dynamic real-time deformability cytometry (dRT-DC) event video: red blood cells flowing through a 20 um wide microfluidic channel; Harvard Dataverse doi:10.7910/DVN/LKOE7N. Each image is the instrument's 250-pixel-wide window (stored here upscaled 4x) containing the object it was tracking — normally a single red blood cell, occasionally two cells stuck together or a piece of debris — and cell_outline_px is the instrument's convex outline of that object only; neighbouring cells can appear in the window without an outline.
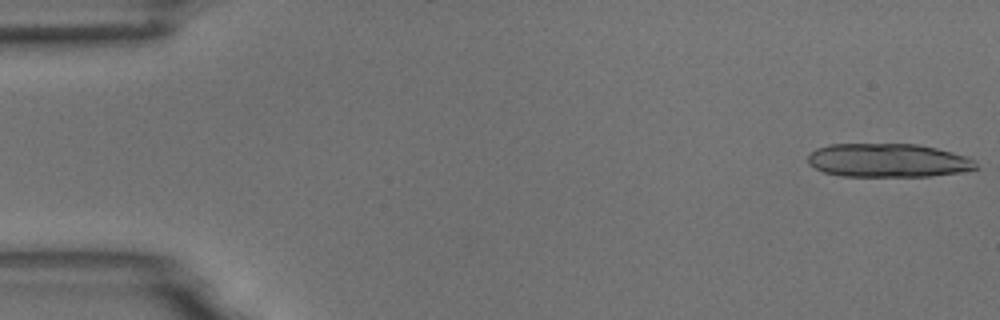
{"species": "common noctule bat (a hibernating species)", "species_latin": "Nyctalus noctula", "temperature_condition": "room temperature", "stored_images_in_passage": 15, "camera_frame_rate_fps": 3000, "um_per_image_px": 0.085, "animal": {"sex": "male", "body_mass_g": 18.8}, "frame": {"image": 1, "passage_image": 1, "time_ms": 0.0, "image_size_px": [1000, 320], "cell_outline_px": [[980, 168], [960, 172], [928, 176], [840, 176], [824, 172], [808, 164], [808, 156], [816, 148], [828, 144], [916, 144], [936, 148], [968, 156]], "centroid_in_image_um": [75.47, 13.63], "position_along_channel_um": 9.5, "area_um2": 32.95}}